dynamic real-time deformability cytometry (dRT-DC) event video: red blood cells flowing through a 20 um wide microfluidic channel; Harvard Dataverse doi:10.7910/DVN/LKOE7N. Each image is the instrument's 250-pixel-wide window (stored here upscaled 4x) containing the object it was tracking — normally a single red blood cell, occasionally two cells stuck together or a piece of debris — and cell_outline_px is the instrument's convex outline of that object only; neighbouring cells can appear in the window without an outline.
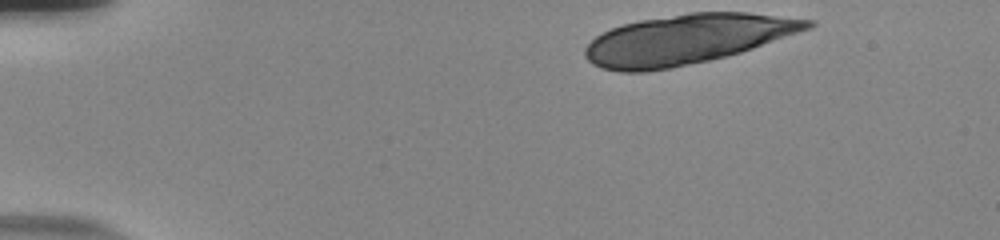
{"species": "human", "species_latin": "Homo sapiens", "temperature_condition": "room temperature", "stored_images_in_passage": 15, "camera_frame_rate_fps": 3000, "um_per_image_px": 0.085, "donor": {"sex": "male"}, "frame": {"image": 1, "passage_image": 1, "time_ms": 0.0, "image_size_px": [1000, 240], "cell_outline_px": [[816, 24], [812, 28], [740, 52], [708, 60], [668, 68], [644, 72], [620, 72], [600, 68], [592, 64], [584, 56], [584, 48], [596, 36], [612, 28], [624, 24], [640, 20], [688, 12], [748, 12], [816, 20]], "centroid_in_image_um": [58.38, 3.33], "position_along_channel_um": 26.6, "area_um2": 64.27}}